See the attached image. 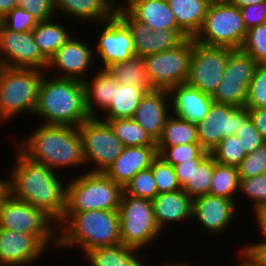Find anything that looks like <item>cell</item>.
<instances>
[{"label":"cell","instance_id":"7","mask_svg":"<svg viewBox=\"0 0 266 266\" xmlns=\"http://www.w3.org/2000/svg\"><path fill=\"white\" fill-rule=\"evenodd\" d=\"M247 34L239 7L230 2L210 3L194 41L217 47L240 49Z\"/></svg>","mask_w":266,"mask_h":266},{"label":"cell","instance_id":"36","mask_svg":"<svg viewBox=\"0 0 266 266\" xmlns=\"http://www.w3.org/2000/svg\"><path fill=\"white\" fill-rule=\"evenodd\" d=\"M214 173V158L209 153L197 167H194L191 178L182 189L192 198L209 194Z\"/></svg>","mask_w":266,"mask_h":266},{"label":"cell","instance_id":"22","mask_svg":"<svg viewBox=\"0 0 266 266\" xmlns=\"http://www.w3.org/2000/svg\"><path fill=\"white\" fill-rule=\"evenodd\" d=\"M157 156L156 146H126L104 173L124 188L137 172L151 167Z\"/></svg>","mask_w":266,"mask_h":266},{"label":"cell","instance_id":"5","mask_svg":"<svg viewBox=\"0 0 266 266\" xmlns=\"http://www.w3.org/2000/svg\"><path fill=\"white\" fill-rule=\"evenodd\" d=\"M66 185L65 213L118 210L123 187L104 172H85Z\"/></svg>","mask_w":266,"mask_h":266},{"label":"cell","instance_id":"9","mask_svg":"<svg viewBox=\"0 0 266 266\" xmlns=\"http://www.w3.org/2000/svg\"><path fill=\"white\" fill-rule=\"evenodd\" d=\"M55 222L43 211L14 198L8 192L0 203V228L35 235L46 247H57ZM52 239V240H51Z\"/></svg>","mask_w":266,"mask_h":266},{"label":"cell","instance_id":"56","mask_svg":"<svg viewBox=\"0 0 266 266\" xmlns=\"http://www.w3.org/2000/svg\"><path fill=\"white\" fill-rule=\"evenodd\" d=\"M7 192V178H4L3 180V178L0 177V203Z\"/></svg>","mask_w":266,"mask_h":266},{"label":"cell","instance_id":"30","mask_svg":"<svg viewBox=\"0 0 266 266\" xmlns=\"http://www.w3.org/2000/svg\"><path fill=\"white\" fill-rule=\"evenodd\" d=\"M134 252L137 254L138 249L120 243L94 248L83 255L90 266H147Z\"/></svg>","mask_w":266,"mask_h":266},{"label":"cell","instance_id":"40","mask_svg":"<svg viewBox=\"0 0 266 266\" xmlns=\"http://www.w3.org/2000/svg\"><path fill=\"white\" fill-rule=\"evenodd\" d=\"M240 49L258 64L266 63V23L248 29Z\"/></svg>","mask_w":266,"mask_h":266},{"label":"cell","instance_id":"29","mask_svg":"<svg viewBox=\"0 0 266 266\" xmlns=\"http://www.w3.org/2000/svg\"><path fill=\"white\" fill-rule=\"evenodd\" d=\"M147 93L143 88L131 84L114 85V94L102 120L133 118L140 100ZM105 117V118H104Z\"/></svg>","mask_w":266,"mask_h":266},{"label":"cell","instance_id":"46","mask_svg":"<svg viewBox=\"0 0 266 266\" xmlns=\"http://www.w3.org/2000/svg\"><path fill=\"white\" fill-rule=\"evenodd\" d=\"M235 135L240 138L243 144L242 148L245 150L246 155L255 151L266 142L250 118L238 128Z\"/></svg>","mask_w":266,"mask_h":266},{"label":"cell","instance_id":"50","mask_svg":"<svg viewBox=\"0 0 266 266\" xmlns=\"http://www.w3.org/2000/svg\"><path fill=\"white\" fill-rule=\"evenodd\" d=\"M258 266H266V244H248L241 249Z\"/></svg>","mask_w":266,"mask_h":266},{"label":"cell","instance_id":"43","mask_svg":"<svg viewBox=\"0 0 266 266\" xmlns=\"http://www.w3.org/2000/svg\"><path fill=\"white\" fill-rule=\"evenodd\" d=\"M246 108H266V63L258 64L248 87Z\"/></svg>","mask_w":266,"mask_h":266},{"label":"cell","instance_id":"13","mask_svg":"<svg viewBox=\"0 0 266 266\" xmlns=\"http://www.w3.org/2000/svg\"><path fill=\"white\" fill-rule=\"evenodd\" d=\"M258 63L241 49H234L229 57L220 84L211 96L214 102L245 107L248 87Z\"/></svg>","mask_w":266,"mask_h":266},{"label":"cell","instance_id":"34","mask_svg":"<svg viewBox=\"0 0 266 266\" xmlns=\"http://www.w3.org/2000/svg\"><path fill=\"white\" fill-rule=\"evenodd\" d=\"M240 178L238 168L217 163L214 160V173L209 194L225 197L235 201L236 193L239 192Z\"/></svg>","mask_w":266,"mask_h":266},{"label":"cell","instance_id":"26","mask_svg":"<svg viewBox=\"0 0 266 266\" xmlns=\"http://www.w3.org/2000/svg\"><path fill=\"white\" fill-rule=\"evenodd\" d=\"M116 2L117 0H54V7L56 14L62 13L73 16L75 20L98 24L115 14Z\"/></svg>","mask_w":266,"mask_h":266},{"label":"cell","instance_id":"52","mask_svg":"<svg viewBox=\"0 0 266 266\" xmlns=\"http://www.w3.org/2000/svg\"><path fill=\"white\" fill-rule=\"evenodd\" d=\"M263 240L254 244H266V209H259L253 212Z\"/></svg>","mask_w":266,"mask_h":266},{"label":"cell","instance_id":"54","mask_svg":"<svg viewBox=\"0 0 266 266\" xmlns=\"http://www.w3.org/2000/svg\"><path fill=\"white\" fill-rule=\"evenodd\" d=\"M266 0H230L229 2L239 8L255 5Z\"/></svg>","mask_w":266,"mask_h":266},{"label":"cell","instance_id":"35","mask_svg":"<svg viewBox=\"0 0 266 266\" xmlns=\"http://www.w3.org/2000/svg\"><path fill=\"white\" fill-rule=\"evenodd\" d=\"M115 136L126 146H156L146 131L133 119L105 120Z\"/></svg>","mask_w":266,"mask_h":266},{"label":"cell","instance_id":"45","mask_svg":"<svg viewBox=\"0 0 266 266\" xmlns=\"http://www.w3.org/2000/svg\"><path fill=\"white\" fill-rule=\"evenodd\" d=\"M0 23L9 31L23 33L32 31L38 21L28 11L16 6L0 20Z\"/></svg>","mask_w":266,"mask_h":266},{"label":"cell","instance_id":"8","mask_svg":"<svg viewBox=\"0 0 266 266\" xmlns=\"http://www.w3.org/2000/svg\"><path fill=\"white\" fill-rule=\"evenodd\" d=\"M118 211L121 244L140 251L161 234L152 200L133 197L123 191Z\"/></svg>","mask_w":266,"mask_h":266},{"label":"cell","instance_id":"12","mask_svg":"<svg viewBox=\"0 0 266 266\" xmlns=\"http://www.w3.org/2000/svg\"><path fill=\"white\" fill-rule=\"evenodd\" d=\"M234 49L207 46L193 39V52L186 84L212 96L220 84L228 57Z\"/></svg>","mask_w":266,"mask_h":266},{"label":"cell","instance_id":"4","mask_svg":"<svg viewBox=\"0 0 266 266\" xmlns=\"http://www.w3.org/2000/svg\"><path fill=\"white\" fill-rule=\"evenodd\" d=\"M39 87L34 115L43 117V124L79 127L90 116L85 106L84 83L66 78H45Z\"/></svg>","mask_w":266,"mask_h":266},{"label":"cell","instance_id":"6","mask_svg":"<svg viewBox=\"0 0 266 266\" xmlns=\"http://www.w3.org/2000/svg\"><path fill=\"white\" fill-rule=\"evenodd\" d=\"M44 74L43 70L32 68H2L0 73L1 122L8 121L16 114L23 112L34 114Z\"/></svg>","mask_w":266,"mask_h":266},{"label":"cell","instance_id":"14","mask_svg":"<svg viewBox=\"0 0 266 266\" xmlns=\"http://www.w3.org/2000/svg\"><path fill=\"white\" fill-rule=\"evenodd\" d=\"M249 118L246 107L213 102L205 118L196 124L199 143L210 152L223 138L235 135Z\"/></svg>","mask_w":266,"mask_h":266},{"label":"cell","instance_id":"48","mask_svg":"<svg viewBox=\"0 0 266 266\" xmlns=\"http://www.w3.org/2000/svg\"><path fill=\"white\" fill-rule=\"evenodd\" d=\"M239 9L247 30L266 23V1Z\"/></svg>","mask_w":266,"mask_h":266},{"label":"cell","instance_id":"23","mask_svg":"<svg viewBox=\"0 0 266 266\" xmlns=\"http://www.w3.org/2000/svg\"><path fill=\"white\" fill-rule=\"evenodd\" d=\"M168 93L174 115L194 124L205 118L214 102L211 96L186 83L170 88Z\"/></svg>","mask_w":266,"mask_h":266},{"label":"cell","instance_id":"20","mask_svg":"<svg viewBox=\"0 0 266 266\" xmlns=\"http://www.w3.org/2000/svg\"><path fill=\"white\" fill-rule=\"evenodd\" d=\"M236 207L235 201L225 197L202 195L193 199L192 220L196 219L209 233L219 234L237 216Z\"/></svg>","mask_w":266,"mask_h":266},{"label":"cell","instance_id":"2","mask_svg":"<svg viewBox=\"0 0 266 266\" xmlns=\"http://www.w3.org/2000/svg\"><path fill=\"white\" fill-rule=\"evenodd\" d=\"M20 140L18 148L29 159L45 164L55 172L85 164L78 127L41 124Z\"/></svg>","mask_w":266,"mask_h":266},{"label":"cell","instance_id":"59","mask_svg":"<svg viewBox=\"0 0 266 266\" xmlns=\"http://www.w3.org/2000/svg\"><path fill=\"white\" fill-rule=\"evenodd\" d=\"M163 266H164V265H163ZM166 266H178V265H177V263H175V264H170V265L167 264Z\"/></svg>","mask_w":266,"mask_h":266},{"label":"cell","instance_id":"37","mask_svg":"<svg viewBox=\"0 0 266 266\" xmlns=\"http://www.w3.org/2000/svg\"><path fill=\"white\" fill-rule=\"evenodd\" d=\"M156 147L158 156L172 166L180 164L183 161H191L192 158H205L210 153L200 143Z\"/></svg>","mask_w":266,"mask_h":266},{"label":"cell","instance_id":"32","mask_svg":"<svg viewBox=\"0 0 266 266\" xmlns=\"http://www.w3.org/2000/svg\"><path fill=\"white\" fill-rule=\"evenodd\" d=\"M106 70L119 84L135 85L147 92L153 90L147 79L144 60L140 56L134 55L126 61L111 64Z\"/></svg>","mask_w":266,"mask_h":266},{"label":"cell","instance_id":"55","mask_svg":"<svg viewBox=\"0 0 266 266\" xmlns=\"http://www.w3.org/2000/svg\"><path fill=\"white\" fill-rule=\"evenodd\" d=\"M238 255H240V263L239 266H258L254 263L242 250H238Z\"/></svg>","mask_w":266,"mask_h":266},{"label":"cell","instance_id":"11","mask_svg":"<svg viewBox=\"0 0 266 266\" xmlns=\"http://www.w3.org/2000/svg\"><path fill=\"white\" fill-rule=\"evenodd\" d=\"M99 116L101 114L98 117H89L78 127L82 138L85 165L95 164L90 172H105L124 148L110 125Z\"/></svg>","mask_w":266,"mask_h":266},{"label":"cell","instance_id":"27","mask_svg":"<svg viewBox=\"0 0 266 266\" xmlns=\"http://www.w3.org/2000/svg\"><path fill=\"white\" fill-rule=\"evenodd\" d=\"M175 15L178 28L188 37L194 38L201 29L210 5L209 0H167Z\"/></svg>","mask_w":266,"mask_h":266},{"label":"cell","instance_id":"19","mask_svg":"<svg viewBox=\"0 0 266 266\" xmlns=\"http://www.w3.org/2000/svg\"><path fill=\"white\" fill-rule=\"evenodd\" d=\"M45 250L35 235L0 228V266L34 265Z\"/></svg>","mask_w":266,"mask_h":266},{"label":"cell","instance_id":"3","mask_svg":"<svg viewBox=\"0 0 266 266\" xmlns=\"http://www.w3.org/2000/svg\"><path fill=\"white\" fill-rule=\"evenodd\" d=\"M57 226L59 248H81L83 254L98 247L120 244L119 211L94 210L82 213H64Z\"/></svg>","mask_w":266,"mask_h":266},{"label":"cell","instance_id":"21","mask_svg":"<svg viewBox=\"0 0 266 266\" xmlns=\"http://www.w3.org/2000/svg\"><path fill=\"white\" fill-rule=\"evenodd\" d=\"M168 90L153 89L140 100L133 119L156 143L159 139L171 109Z\"/></svg>","mask_w":266,"mask_h":266},{"label":"cell","instance_id":"44","mask_svg":"<svg viewBox=\"0 0 266 266\" xmlns=\"http://www.w3.org/2000/svg\"><path fill=\"white\" fill-rule=\"evenodd\" d=\"M237 168L239 178H250L266 173V142L246 155Z\"/></svg>","mask_w":266,"mask_h":266},{"label":"cell","instance_id":"58","mask_svg":"<svg viewBox=\"0 0 266 266\" xmlns=\"http://www.w3.org/2000/svg\"><path fill=\"white\" fill-rule=\"evenodd\" d=\"M177 265H178V266H189L190 264H189V263L186 264V262H185V263H182V262L180 263V262H179Z\"/></svg>","mask_w":266,"mask_h":266},{"label":"cell","instance_id":"28","mask_svg":"<svg viewBox=\"0 0 266 266\" xmlns=\"http://www.w3.org/2000/svg\"><path fill=\"white\" fill-rule=\"evenodd\" d=\"M83 83L87 113L90 117H98L97 114L99 113L96 112V109L105 111L109 107L114 94V85L117 81L106 69H102L96 73L92 80L87 77Z\"/></svg>","mask_w":266,"mask_h":266},{"label":"cell","instance_id":"17","mask_svg":"<svg viewBox=\"0 0 266 266\" xmlns=\"http://www.w3.org/2000/svg\"><path fill=\"white\" fill-rule=\"evenodd\" d=\"M100 24L104 26L94 52L100 56L103 69L135 55L131 31L116 14Z\"/></svg>","mask_w":266,"mask_h":266},{"label":"cell","instance_id":"16","mask_svg":"<svg viewBox=\"0 0 266 266\" xmlns=\"http://www.w3.org/2000/svg\"><path fill=\"white\" fill-rule=\"evenodd\" d=\"M115 14L128 26L133 38L135 55L145 56L160 53L179 46L188 38L180 29H153L133 19L118 3Z\"/></svg>","mask_w":266,"mask_h":266},{"label":"cell","instance_id":"39","mask_svg":"<svg viewBox=\"0 0 266 266\" xmlns=\"http://www.w3.org/2000/svg\"><path fill=\"white\" fill-rule=\"evenodd\" d=\"M123 190L130 196L152 200L158 195L152 169L149 167L137 172Z\"/></svg>","mask_w":266,"mask_h":266},{"label":"cell","instance_id":"47","mask_svg":"<svg viewBox=\"0 0 266 266\" xmlns=\"http://www.w3.org/2000/svg\"><path fill=\"white\" fill-rule=\"evenodd\" d=\"M18 6L28 11L38 22L53 19L56 14L54 0H18Z\"/></svg>","mask_w":266,"mask_h":266},{"label":"cell","instance_id":"31","mask_svg":"<svg viewBox=\"0 0 266 266\" xmlns=\"http://www.w3.org/2000/svg\"><path fill=\"white\" fill-rule=\"evenodd\" d=\"M52 20L38 22L32 30L34 40L47 60L72 36L65 25Z\"/></svg>","mask_w":266,"mask_h":266},{"label":"cell","instance_id":"24","mask_svg":"<svg viewBox=\"0 0 266 266\" xmlns=\"http://www.w3.org/2000/svg\"><path fill=\"white\" fill-rule=\"evenodd\" d=\"M120 6L133 19L149 25L153 31L179 29L167 0H126Z\"/></svg>","mask_w":266,"mask_h":266},{"label":"cell","instance_id":"41","mask_svg":"<svg viewBox=\"0 0 266 266\" xmlns=\"http://www.w3.org/2000/svg\"><path fill=\"white\" fill-rule=\"evenodd\" d=\"M239 191L253 203V211L266 209V173L240 178Z\"/></svg>","mask_w":266,"mask_h":266},{"label":"cell","instance_id":"25","mask_svg":"<svg viewBox=\"0 0 266 266\" xmlns=\"http://www.w3.org/2000/svg\"><path fill=\"white\" fill-rule=\"evenodd\" d=\"M152 203L155 220L161 231L166 223L192 220L193 199L183 189L158 194Z\"/></svg>","mask_w":266,"mask_h":266},{"label":"cell","instance_id":"38","mask_svg":"<svg viewBox=\"0 0 266 266\" xmlns=\"http://www.w3.org/2000/svg\"><path fill=\"white\" fill-rule=\"evenodd\" d=\"M240 138L236 135L228 136L214 147L210 154L217 163L238 167L246 157Z\"/></svg>","mask_w":266,"mask_h":266},{"label":"cell","instance_id":"10","mask_svg":"<svg viewBox=\"0 0 266 266\" xmlns=\"http://www.w3.org/2000/svg\"><path fill=\"white\" fill-rule=\"evenodd\" d=\"M192 52L193 38H186L175 48L145 56V72L153 89L169 90L184 84L188 77Z\"/></svg>","mask_w":266,"mask_h":266},{"label":"cell","instance_id":"42","mask_svg":"<svg viewBox=\"0 0 266 266\" xmlns=\"http://www.w3.org/2000/svg\"><path fill=\"white\" fill-rule=\"evenodd\" d=\"M150 168L152 169L158 194L182 189L173 166L166 163L161 157L157 156L153 160Z\"/></svg>","mask_w":266,"mask_h":266},{"label":"cell","instance_id":"51","mask_svg":"<svg viewBox=\"0 0 266 266\" xmlns=\"http://www.w3.org/2000/svg\"><path fill=\"white\" fill-rule=\"evenodd\" d=\"M250 119L254 122L255 128L266 140V108H248Z\"/></svg>","mask_w":266,"mask_h":266},{"label":"cell","instance_id":"15","mask_svg":"<svg viewBox=\"0 0 266 266\" xmlns=\"http://www.w3.org/2000/svg\"><path fill=\"white\" fill-rule=\"evenodd\" d=\"M0 64L45 71L48 60L40 52L32 31L13 32L0 23Z\"/></svg>","mask_w":266,"mask_h":266},{"label":"cell","instance_id":"1","mask_svg":"<svg viewBox=\"0 0 266 266\" xmlns=\"http://www.w3.org/2000/svg\"><path fill=\"white\" fill-rule=\"evenodd\" d=\"M17 150L16 164L7 178L8 193L43 211L58 224L66 209V185L53 169Z\"/></svg>","mask_w":266,"mask_h":266},{"label":"cell","instance_id":"33","mask_svg":"<svg viewBox=\"0 0 266 266\" xmlns=\"http://www.w3.org/2000/svg\"><path fill=\"white\" fill-rule=\"evenodd\" d=\"M186 143H199L196 124L170 114L156 146H175Z\"/></svg>","mask_w":266,"mask_h":266},{"label":"cell","instance_id":"49","mask_svg":"<svg viewBox=\"0 0 266 266\" xmlns=\"http://www.w3.org/2000/svg\"><path fill=\"white\" fill-rule=\"evenodd\" d=\"M204 158H192L191 161L181 162L173 166L175 174L177 176L178 182L182 187L188 180L191 178V173L194 167H197L198 164Z\"/></svg>","mask_w":266,"mask_h":266},{"label":"cell","instance_id":"53","mask_svg":"<svg viewBox=\"0 0 266 266\" xmlns=\"http://www.w3.org/2000/svg\"><path fill=\"white\" fill-rule=\"evenodd\" d=\"M16 6H18V0H0V20Z\"/></svg>","mask_w":266,"mask_h":266},{"label":"cell","instance_id":"57","mask_svg":"<svg viewBox=\"0 0 266 266\" xmlns=\"http://www.w3.org/2000/svg\"><path fill=\"white\" fill-rule=\"evenodd\" d=\"M211 3L212 2H229L230 0H209Z\"/></svg>","mask_w":266,"mask_h":266},{"label":"cell","instance_id":"18","mask_svg":"<svg viewBox=\"0 0 266 266\" xmlns=\"http://www.w3.org/2000/svg\"><path fill=\"white\" fill-rule=\"evenodd\" d=\"M71 36L48 60L47 69L63 71L59 78L74 79L84 81L87 72L92 67L94 49L82 39Z\"/></svg>","mask_w":266,"mask_h":266}]
</instances>
